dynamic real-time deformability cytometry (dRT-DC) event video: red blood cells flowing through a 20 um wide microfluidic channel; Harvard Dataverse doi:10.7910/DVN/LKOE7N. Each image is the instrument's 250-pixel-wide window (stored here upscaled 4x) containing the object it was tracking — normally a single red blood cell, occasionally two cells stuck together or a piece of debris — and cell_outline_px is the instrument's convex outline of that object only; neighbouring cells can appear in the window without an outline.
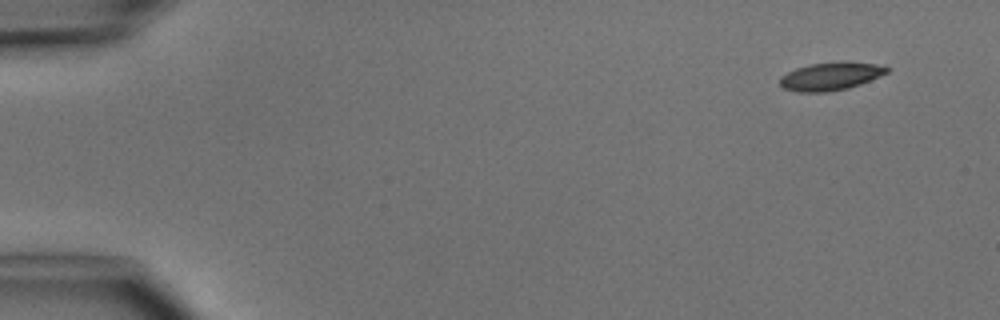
{"species": "common noctule bat (a hibernating species)", "species_latin": "Nyctalus noctula", "temperature_condition": "cold", "stored_images_in_passage": 4, "camera_frame_rate_fps": 3000, "um_per_image_px": 0.085, "animal": {"sex": "male", "body_mass_g": 15.6}, "frame": {"image": 1, "passage_image": 1, "time_ms": 0.0, "image_size_px": [1000, 320], "cell_outline_px": [[888, 72], [880, 76], [860, 84], [848, 88], [828, 92], [796, 92], [784, 88], [780, 84], [780, 76], [796, 68], [808, 64], [876, 64], [888, 68]], "centroid_in_image_um": [70.53, 6.53], "position_along_channel_um": 14.5, "area_um2": 16.65}}
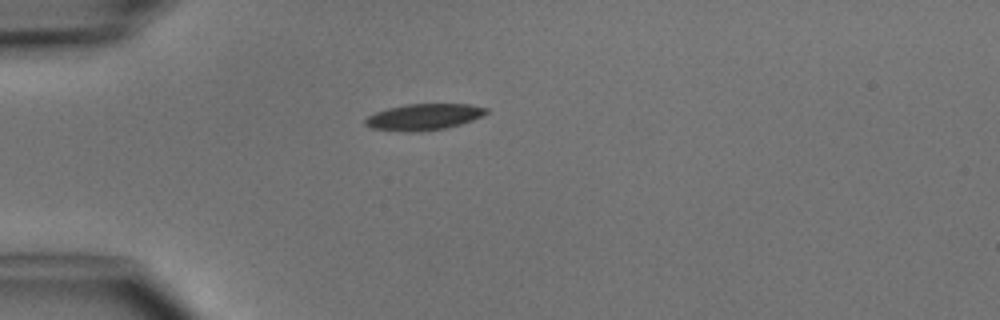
{"frame": {"image": 2, "passage_image": 4, "time_ms": 3.333, "image_size_px": [1000, 320], "cell_outline_px": [[488, 112], [484, 116], [460, 124], [444, 128], [420, 132], [404, 132], [372, 128], [364, 124], [364, 120], [368, 116], [376, 112], [388, 108], [404, 104], [468, 104], [488, 108]], "centroid_in_image_um": [36.02, 9.94], "position_along_channel_um": 49.0, "area_um2": 18.61}}